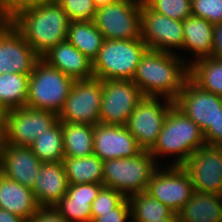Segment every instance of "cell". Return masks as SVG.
Returning a JSON list of instances; mask_svg holds the SVG:
<instances>
[{"label": "cell", "instance_id": "cb8c5ba5", "mask_svg": "<svg viewBox=\"0 0 222 222\" xmlns=\"http://www.w3.org/2000/svg\"><path fill=\"white\" fill-rule=\"evenodd\" d=\"M179 222H222V201L218 194L194 191L177 213Z\"/></svg>", "mask_w": 222, "mask_h": 222}, {"label": "cell", "instance_id": "ffe728a7", "mask_svg": "<svg viewBox=\"0 0 222 222\" xmlns=\"http://www.w3.org/2000/svg\"><path fill=\"white\" fill-rule=\"evenodd\" d=\"M41 59L74 80L94 77L93 61L67 40L50 48Z\"/></svg>", "mask_w": 222, "mask_h": 222}, {"label": "cell", "instance_id": "7402d4cb", "mask_svg": "<svg viewBox=\"0 0 222 222\" xmlns=\"http://www.w3.org/2000/svg\"><path fill=\"white\" fill-rule=\"evenodd\" d=\"M183 35V51L194 55V58H187L188 66L199 59L212 57L213 24L203 18L189 16L183 20Z\"/></svg>", "mask_w": 222, "mask_h": 222}, {"label": "cell", "instance_id": "74e56055", "mask_svg": "<svg viewBox=\"0 0 222 222\" xmlns=\"http://www.w3.org/2000/svg\"><path fill=\"white\" fill-rule=\"evenodd\" d=\"M29 222H69L55 207L40 206Z\"/></svg>", "mask_w": 222, "mask_h": 222}, {"label": "cell", "instance_id": "f546056e", "mask_svg": "<svg viewBox=\"0 0 222 222\" xmlns=\"http://www.w3.org/2000/svg\"><path fill=\"white\" fill-rule=\"evenodd\" d=\"M30 74H0V104L9 110L24 107L28 97Z\"/></svg>", "mask_w": 222, "mask_h": 222}, {"label": "cell", "instance_id": "60d3db41", "mask_svg": "<svg viewBox=\"0 0 222 222\" xmlns=\"http://www.w3.org/2000/svg\"><path fill=\"white\" fill-rule=\"evenodd\" d=\"M9 111L10 110L3 104H0V141H2L6 135Z\"/></svg>", "mask_w": 222, "mask_h": 222}, {"label": "cell", "instance_id": "d6986e66", "mask_svg": "<svg viewBox=\"0 0 222 222\" xmlns=\"http://www.w3.org/2000/svg\"><path fill=\"white\" fill-rule=\"evenodd\" d=\"M63 162H42L35 178L33 194L39 206L54 207L68 191Z\"/></svg>", "mask_w": 222, "mask_h": 222}, {"label": "cell", "instance_id": "f1b7e54d", "mask_svg": "<svg viewBox=\"0 0 222 222\" xmlns=\"http://www.w3.org/2000/svg\"><path fill=\"white\" fill-rule=\"evenodd\" d=\"M128 199L132 222H156L164 218H178L176 213L146 192L133 194Z\"/></svg>", "mask_w": 222, "mask_h": 222}, {"label": "cell", "instance_id": "b9f144b4", "mask_svg": "<svg viewBox=\"0 0 222 222\" xmlns=\"http://www.w3.org/2000/svg\"><path fill=\"white\" fill-rule=\"evenodd\" d=\"M0 222H26L21 217L0 208Z\"/></svg>", "mask_w": 222, "mask_h": 222}, {"label": "cell", "instance_id": "5bb4252c", "mask_svg": "<svg viewBox=\"0 0 222 222\" xmlns=\"http://www.w3.org/2000/svg\"><path fill=\"white\" fill-rule=\"evenodd\" d=\"M190 176L195 191L222 192V147L205 145L195 151L182 165Z\"/></svg>", "mask_w": 222, "mask_h": 222}, {"label": "cell", "instance_id": "83f0119b", "mask_svg": "<svg viewBox=\"0 0 222 222\" xmlns=\"http://www.w3.org/2000/svg\"><path fill=\"white\" fill-rule=\"evenodd\" d=\"M189 78L202 90L222 97V60L209 57L193 62Z\"/></svg>", "mask_w": 222, "mask_h": 222}, {"label": "cell", "instance_id": "3957f363", "mask_svg": "<svg viewBox=\"0 0 222 222\" xmlns=\"http://www.w3.org/2000/svg\"><path fill=\"white\" fill-rule=\"evenodd\" d=\"M205 145L204 135L199 126L173 105L167 114L157 142L149 152L159 166H162L160 162L162 157L167 159V166L168 164L181 166L195 151Z\"/></svg>", "mask_w": 222, "mask_h": 222}, {"label": "cell", "instance_id": "9a60e30c", "mask_svg": "<svg viewBox=\"0 0 222 222\" xmlns=\"http://www.w3.org/2000/svg\"><path fill=\"white\" fill-rule=\"evenodd\" d=\"M40 58L10 21H0V74H30Z\"/></svg>", "mask_w": 222, "mask_h": 222}, {"label": "cell", "instance_id": "484cf974", "mask_svg": "<svg viewBox=\"0 0 222 222\" xmlns=\"http://www.w3.org/2000/svg\"><path fill=\"white\" fill-rule=\"evenodd\" d=\"M61 125L65 157H86L93 154V125L72 122H61Z\"/></svg>", "mask_w": 222, "mask_h": 222}, {"label": "cell", "instance_id": "2e32d148", "mask_svg": "<svg viewBox=\"0 0 222 222\" xmlns=\"http://www.w3.org/2000/svg\"><path fill=\"white\" fill-rule=\"evenodd\" d=\"M174 105L192 119L204 134L214 125L219 110H222V97L202 90L188 78Z\"/></svg>", "mask_w": 222, "mask_h": 222}, {"label": "cell", "instance_id": "603a6c76", "mask_svg": "<svg viewBox=\"0 0 222 222\" xmlns=\"http://www.w3.org/2000/svg\"><path fill=\"white\" fill-rule=\"evenodd\" d=\"M39 207L32 189L8 179L0 173L1 209L9 211L29 222Z\"/></svg>", "mask_w": 222, "mask_h": 222}, {"label": "cell", "instance_id": "e575fe53", "mask_svg": "<svg viewBox=\"0 0 222 222\" xmlns=\"http://www.w3.org/2000/svg\"><path fill=\"white\" fill-rule=\"evenodd\" d=\"M192 15L211 24L222 22V0H191Z\"/></svg>", "mask_w": 222, "mask_h": 222}, {"label": "cell", "instance_id": "4dcf8cb0", "mask_svg": "<svg viewBox=\"0 0 222 222\" xmlns=\"http://www.w3.org/2000/svg\"><path fill=\"white\" fill-rule=\"evenodd\" d=\"M29 147L41 162L63 161L65 155L61 121L58 120L45 133L39 135Z\"/></svg>", "mask_w": 222, "mask_h": 222}, {"label": "cell", "instance_id": "ba28073f", "mask_svg": "<svg viewBox=\"0 0 222 222\" xmlns=\"http://www.w3.org/2000/svg\"><path fill=\"white\" fill-rule=\"evenodd\" d=\"M173 105V100L151 96H144L137 103L126 126L142 150L153 148Z\"/></svg>", "mask_w": 222, "mask_h": 222}, {"label": "cell", "instance_id": "f35d334b", "mask_svg": "<svg viewBox=\"0 0 222 222\" xmlns=\"http://www.w3.org/2000/svg\"><path fill=\"white\" fill-rule=\"evenodd\" d=\"M206 145L222 147V110H219L214 125L203 134Z\"/></svg>", "mask_w": 222, "mask_h": 222}, {"label": "cell", "instance_id": "30bf717a", "mask_svg": "<svg viewBox=\"0 0 222 222\" xmlns=\"http://www.w3.org/2000/svg\"><path fill=\"white\" fill-rule=\"evenodd\" d=\"M194 191L190 176L182 166L165 164L153 172L146 193L177 214Z\"/></svg>", "mask_w": 222, "mask_h": 222}, {"label": "cell", "instance_id": "44dd1931", "mask_svg": "<svg viewBox=\"0 0 222 222\" xmlns=\"http://www.w3.org/2000/svg\"><path fill=\"white\" fill-rule=\"evenodd\" d=\"M103 184H72L67 194L54 206L69 222H92L91 205Z\"/></svg>", "mask_w": 222, "mask_h": 222}, {"label": "cell", "instance_id": "4316f807", "mask_svg": "<svg viewBox=\"0 0 222 222\" xmlns=\"http://www.w3.org/2000/svg\"><path fill=\"white\" fill-rule=\"evenodd\" d=\"M66 40L93 61L104 38L93 21H70Z\"/></svg>", "mask_w": 222, "mask_h": 222}, {"label": "cell", "instance_id": "836d02e7", "mask_svg": "<svg viewBox=\"0 0 222 222\" xmlns=\"http://www.w3.org/2000/svg\"><path fill=\"white\" fill-rule=\"evenodd\" d=\"M70 21H93L97 8L93 0H56Z\"/></svg>", "mask_w": 222, "mask_h": 222}, {"label": "cell", "instance_id": "7c38bea8", "mask_svg": "<svg viewBox=\"0 0 222 222\" xmlns=\"http://www.w3.org/2000/svg\"><path fill=\"white\" fill-rule=\"evenodd\" d=\"M143 97L132 80H103L100 123L127 125L131 113Z\"/></svg>", "mask_w": 222, "mask_h": 222}, {"label": "cell", "instance_id": "d6a6232c", "mask_svg": "<svg viewBox=\"0 0 222 222\" xmlns=\"http://www.w3.org/2000/svg\"><path fill=\"white\" fill-rule=\"evenodd\" d=\"M125 199L126 197L119 191L103 187L91 205L92 221L100 216V213H107L117 208Z\"/></svg>", "mask_w": 222, "mask_h": 222}, {"label": "cell", "instance_id": "ee69618b", "mask_svg": "<svg viewBox=\"0 0 222 222\" xmlns=\"http://www.w3.org/2000/svg\"><path fill=\"white\" fill-rule=\"evenodd\" d=\"M156 222H179L178 218H164L161 221H156Z\"/></svg>", "mask_w": 222, "mask_h": 222}, {"label": "cell", "instance_id": "8992f818", "mask_svg": "<svg viewBox=\"0 0 222 222\" xmlns=\"http://www.w3.org/2000/svg\"><path fill=\"white\" fill-rule=\"evenodd\" d=\"M74 81L40 58L29 75L26 106L59 114Z\"/></svg>", "mask_w": 222, "mask_h": 222}, {"label": "cell", "instance_id": "d4e9b609", "mask_svg": "<svg viewBox=\"0 0 222 222\" xmlns=\"http://www.w3.org/2000/svg\"><path fill=\"white\" fill-rule=\"evenodd\" d=\"M68 184H103V161L95 154L86 157H64Z\"/></svg>", "mask_w": 222, "mask_h": 222}, {"label": "cell", "instance_id": "52a82bcc", "mask_svg": "<svg viewBox=\"0 0 222 222\" xmlns=\"http://www.w3.org/2000/svg\"><path fill=\"white\" fill-rule=\"evenodd\" d=\"M143 0H116L97 8L93 23L104 39H138L141 37L140 10Z\"/></svg>", "mask_w": 222, "mask_h": 222}, {"label": "cell", "instance_id": "d590c367", "mask_svg": "<svg viewBox=\"0 0 222 222\" xmlns=\"http://www.w3.org/2000/svg\"><path fill=\"white\" fill-rule=\"evenodd\" d=\"M46 0H2L0 2V21H9L19 11Z\"/></svg>", "mask_w": 222, "mask_h": 222}, {"label": "cell", "instance_id": "1f68e13d", "mask_svg": "<svg viewBox=\"0 0 222 222\" xmlns=\"http://www.w3.org/2000/svg\"><path fill=\"white\" fill-rule=\"evenodd\" d=\"M158 14L183 21L192 16L191 0H143Z\"/></svg>", "mask_w": 222, "mask_h": 222}, {"label": "cell", "instance_id": "ab89813d", "mask_svg": "<svg viewBox=\"0 0 222 222\" xmlns=\"http://www.w3.org/2000/svg\"><path fill=\"white\" fill-rule=\"evenodd\" d=\"M212 57L222 60V22L213 24Z\"/></svg>", "mask_w": 222, "mask_h": 222}, {"label": "cell", "instance_id": "6da1fadb", "mask_svg": "<svg viewBox=\"0 0 222 222\" xmlns=\"http://www.w3.org/2000/svg\"><path fill=\"white\" fill-rule=\"evenodd\" d=\"M147 49L132 79L143 96L175 100L189 78L185 55ZM184 56V57H182Z\"/></svg>", "mask_w": 222, "mask_h": 222}, {"label": "cell", "instance_id": "4fadbf2b", "mask_svg": "<svg viewBox=\"0 0 222 222\" xmlns=\"http://www.w3.org/2000/svg\"><path fill=\"white\" fill-rule=\"evenodd\" d=\"M58 121V114L24 106L9 111L8 128L0 144L29 147Z\"/></svg>", "mask_w": 222, "mask_h": 222}, {"label": "cell", "instance_id": "277c9868", "mask_svg": "<svg viewBox=\"0 0 222 222\" xmlns=\"http://www.w3.org/2000/svg\"><path fill=\"white\" fill-rule=\"evenodd\" d=\"M142 38L104 39L93 60V75L101 80H132L142 55L147 50Z\"/></svg>", "mask_w": 222, "mask_h": 222}, {"label": "cell", "instance_id": "9c48e42d", "mask_svg": "<svg viewBox=\"0 0 222 222\" xmlns=\"http://www.w3.org/2000/svg\"><path fill=\"white\" fill-rule=\"evenodd\" d=\"M102 83L103 80L96 77L75 80L58 120L93 126L99 124Z\"/></svg>", "mask_w": 222, "mask_h": 222}, {"label": "cell", "instance_id": "ac0fdd59", "mask_svg": "<svg viewBox=\"0 0 222 222\" xmlns=\"http://www.w3.org/2000/svg\"><path fill=\"white\" fill-rule=\"evenodd\" d=\"M41 163L30 147L0 144V173L27 188L33 189Z\"/></svg>", "mask_w": 222, "mask_h": 222}, {"label": "cell", "instance_id": "5b68a950", "mask_svg": "<svg viewBox=\"0 0 222 222\" xmlns=\"http://www.w3.org/2000/svg\"><path fill=\"white\" fill-rule=\"evenodd\" d=\"M158 167L151 153L144 150L134 157L103 161V186L129 198L133 194L146 192L150 178Z\"/></svg>", "mask_w": 222, "mask_h": 222}, {"label": "cell", "instance_id": "7bdbcfd3", "mask_svg": "<svg viewBox=\"0 0 222 222\" xmlns=\"http://www.w3.org/2000/svg\"><path fill=\"white\" fill-rule=\"evenodd\" d=\"M116 0H93V3L96 8L106 6L107 4L113 3Z\"/></svg>", "mask_w": 222, "mask_h": 222}, {"label": "cell", "instance_id": "8fae6325", "mask_svg": "<svg viewBox=\"0 0 222 222\" xmlns=\"http://www.w3.org/2000/svg\"><path fill=\"white\" fill-rule=\"evenodd\" d=\"M140 25L148 49L171 53L183 50V21L158 14L142 1Z\"/></svg>", "mask_w": 222, "mask_h": 222}, {"label": "cell", "instance_id": "e0dca14e", "mask_svg": "<svg viewBox=\"0 0 222 222\" xmlns=\"http://www.w3.org/2000/svg\"><path fill=\"white\" fill-rule=\"evenodd\" d=\"M141 151L126 125L99 123L94 126L93 154L102 161L134 157Z\"/></svg>", "mask_w": 222, "mask_h": 222}, {"label": "cell", "instance_id": "8d00e7d4", "mask_svg": "<svg viewBox=\"0 0 222 222\" xmlns=\"http://www.w3.org/2000/svg\"><path fill=\"white\" fill-rule=\"evenodd\" d=\"M131 206L126 198L117 208L107 213H100L92 222H132Z\"/></svg>", "mask_w": 222, "mask_h": 222}, {"label": "cell", "instance_id": "7a4b0ae2", "mask_svg": "<svg viewBox=\"0 0 222 222\" xmlns=\"http://www.w3.org/2000/svg\"><path fill=\"white\" fill-rule=\"evenodd\" d=\"M41 57L67 39L70 19L56 0H46L19 11L9 20Z\"/></svg>", "mask_w": 222, "mask_h": 222}]
</instances>
